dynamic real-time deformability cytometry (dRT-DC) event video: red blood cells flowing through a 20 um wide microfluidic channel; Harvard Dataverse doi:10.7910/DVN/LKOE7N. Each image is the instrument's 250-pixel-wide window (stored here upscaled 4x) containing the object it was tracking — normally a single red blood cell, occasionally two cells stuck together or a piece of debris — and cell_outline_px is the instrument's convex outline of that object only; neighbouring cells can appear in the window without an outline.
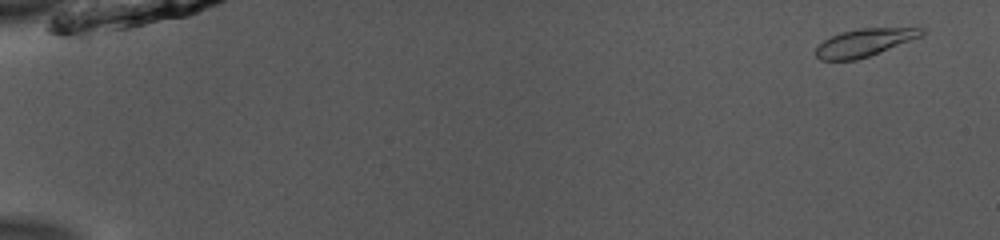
{"species": "common noctule bat (a hibernating species)", "species_latin": "Nyctalus noctula", "temperature_condition": "room temperature", "stored_images_in_passage": 53, "camera_frame_rate_fps": 3000, "um_per_image_px": 0.085, "animal": {"sex": "male", "body_mass_g": 13.0, "forearm_length_mm": 53.1}, "frame": {"image": 1, "passage_image": 3, "time_ms": 0.667, "image_size_px": [1000, 240], "cell_outline_px": [[924, 32], [920, 36], [868, 56], [856, 60], [820, 60], [816, 56], [816, 48], [824, 40], [840, 32], [860, 28], [924, 28]], "centroid_in_image_um": [73.42, 3.61], "position_along_channel_um": 11.6, "area_um2": 16.59}}
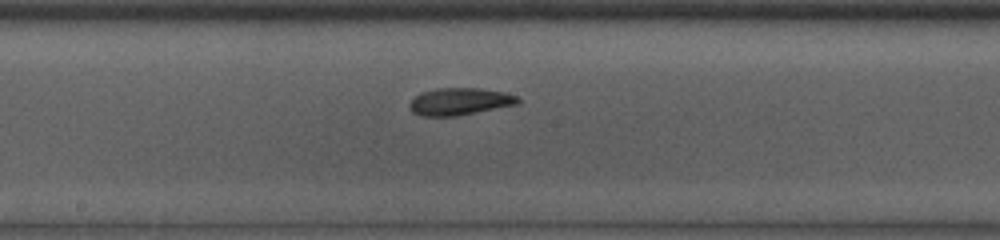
{"frame": {"image": 2, "passage_image": 30, "time_ms": 9.667, "image_size_px": [1000, 240], "cell_outline_px": [[520, 104], [456, 116], [424, 116], [412, 112], [408, 104], [420, 92], [436, 88], [480, 88], [504, 92], [516, 96], [520, 100]], "centroid_in_image_um": [39.08, 8.62], "position_along_channel_um": 209.1, "area_um2": 17.22}}
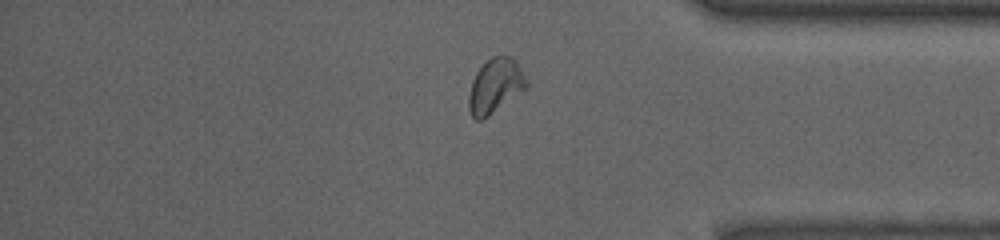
{"frame": {"image": 3, "passage_image": 45, "time_ms": 14.667, "image_size_px": [1000, 240], "cell_outline_px": [[528, 88], [488, 116], [480, 120], [476, 120], [472, 116], [468, 108], [468, 96], [472, 80], [476, 72], [492, 56], [512, 56], [528, 80]], "centroid_in_image_um": [42.11, 7.31], "position_along_channel_um": 393.1, "area_um2": 18.32}, "authors_computed_cell_mechanics": {"area_um2": 17.2822, "velocity_mm_per_s": 3.9176, "shape_relaxation_time_tau1_ms": 2.6914, "shape_relaxation_time_tau2_ms": 1.4982, "deformation_change_tau1": 0.1047, "deformation_change_tau2": 0.064}}